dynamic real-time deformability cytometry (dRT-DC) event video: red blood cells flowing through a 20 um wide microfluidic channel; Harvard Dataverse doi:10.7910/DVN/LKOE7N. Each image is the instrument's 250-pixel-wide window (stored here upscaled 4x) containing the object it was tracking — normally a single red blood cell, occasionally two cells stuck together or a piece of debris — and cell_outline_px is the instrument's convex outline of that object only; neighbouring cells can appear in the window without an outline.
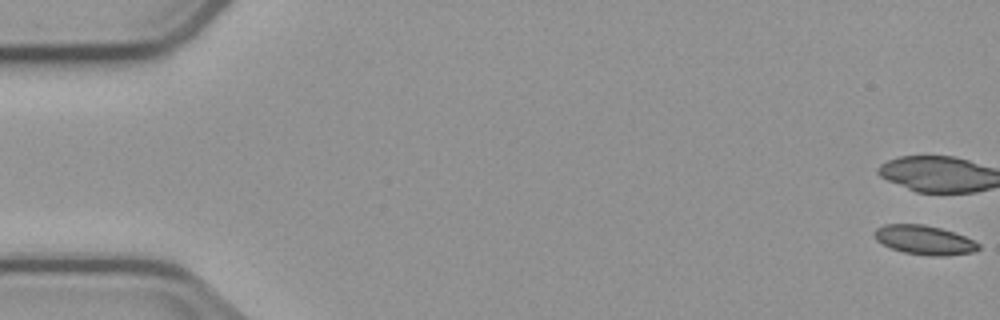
{"species": "common noctule bat (a hibernating species)", "species_latin": "Nyctalus noctula", "temperature_condition": "cold", "stored_images_in_passage": 3, "camera_frame_rate_fps": 3000, "um_per_image_px": 0.085, "animal": {"sex": "male", "body_mass_g": 23.1, "forearm_length_mm": 52.7}, "frame": {"image": 1, "passage_image": 1, "time_ms": 0.0, "image_size_px": [1000, 320], "cell_outline_px": [[980, 248], [972, 252], [948, 256], [932, 256], [904, 252], [892, 248], [876, 240], [872, 232], [876, 228], [884, 224], [924, 224], [940, 228], [964, 236], [980, 244]], "centroid_in_image_um": [78.55, 20.39], "position_along_channel_um": 6.5, "area_um2": 17.63}}